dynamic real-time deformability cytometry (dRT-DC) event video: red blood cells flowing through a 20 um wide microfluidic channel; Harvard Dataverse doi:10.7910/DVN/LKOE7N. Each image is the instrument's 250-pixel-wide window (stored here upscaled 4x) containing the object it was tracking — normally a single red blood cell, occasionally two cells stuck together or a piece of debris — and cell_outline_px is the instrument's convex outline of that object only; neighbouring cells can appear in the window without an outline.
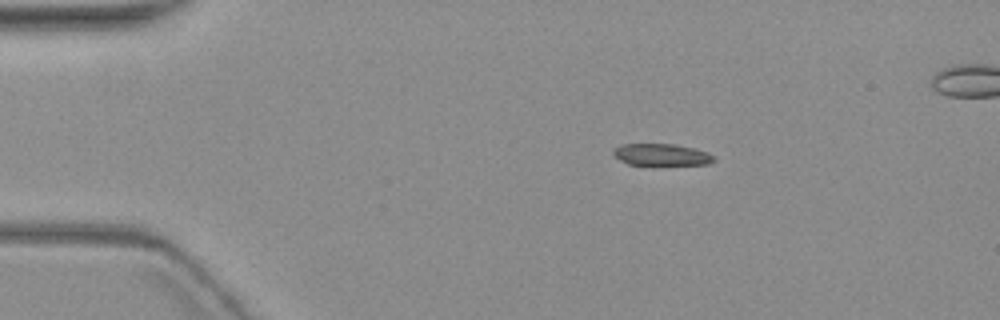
{"species": "common noctule bat (a hibernating species)", "species_latin": "Nyctalus noctula", "temperature_condition": "warm", "stored_images_in_passage": 5, "camera_frame_rate_fps": 3000, "um_per_image_px": 0.085, "animal": {"sex": "female", "body_mass_g": 19.3, "forearm_length_mm": 54.1}, "frame": {"image": 1, "passage_image": 2, "time_ms": 2.333, "image_size_px": [1000, 320], "cell_outline_px": [[716, 160], [708, 164], [628, 164], [612, 156], [612, 148], [620, 144], [676, 144], [708, 152], [716, 156]], "centroid_in_image_um": [56.19, 13.13], "position_along_channel_um": 28.8, "area_um2": 12.83}}